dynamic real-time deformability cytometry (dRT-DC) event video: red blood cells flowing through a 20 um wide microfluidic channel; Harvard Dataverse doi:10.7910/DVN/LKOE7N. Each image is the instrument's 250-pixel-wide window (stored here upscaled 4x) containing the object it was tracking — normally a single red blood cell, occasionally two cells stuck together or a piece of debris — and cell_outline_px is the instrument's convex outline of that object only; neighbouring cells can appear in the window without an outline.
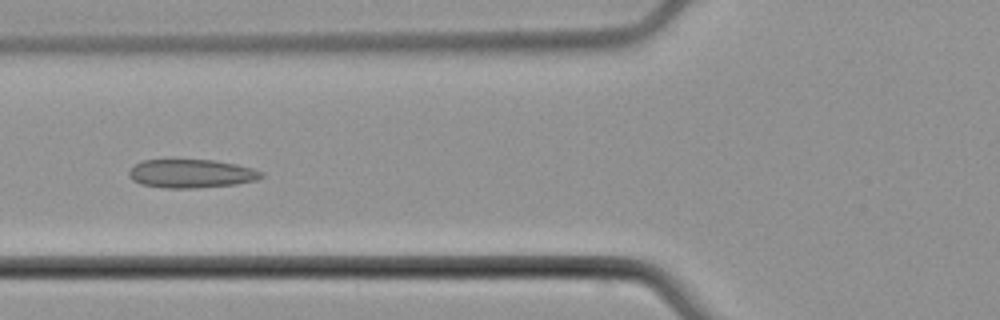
{"species": "common noctule bat (a hibernating species)", "species_latin": "Nyctalus noctula", "temperature_condition": "cold", "stored_images_in_passage": 8, "camera_frame_rate_fps": 3000, "um_per_image_px": 0.085, "animal": {"sex": "male", "body_mass_g": 21.5, "forearm_length_mm": 52.0}, "frame": {"image": 1, "passage_image": 6, "time_ms": 7.0, "image_size_px": [1000, 320], "cell_outline_px": [[264, 176], [256, 180], [236, 184], [196, 188], [164, 188], [140, 184], [132, 180], [128, 176], [128, 172], [136, 164], [144, 160], [212, 160], [236, 164], [252, 168], [264, 172]], "centroid_in_image_um": [16.26, 14.76], "position_along_channel_um": 109.5, "area_um2": 22.02}}
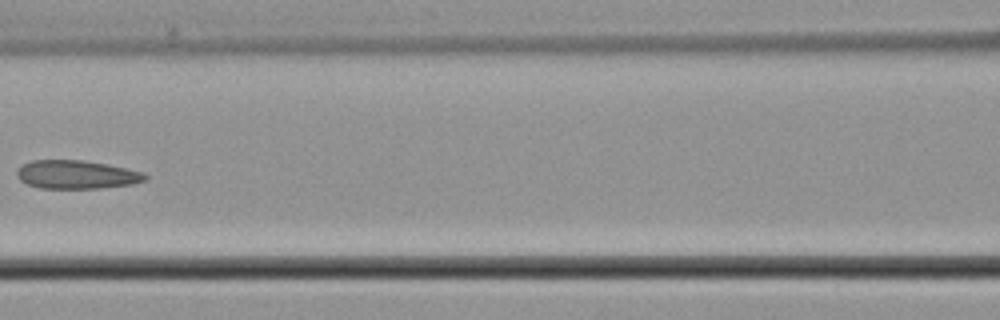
{"frame": {"image": 2, "passage_image": 7, "time_ms": 8.333, "image_size_px": [1000, 320], "cell_outline_px": [[148, 180], [132, 184], [100, 188], [40, 188], [28, 184], [20, 180], [16, 176], [16, 172], [24, 164], [32, 160], [80, 160], [104, 164], [144, 172], [148, 176]], "centroid_in_image_um": [6.52, 14.84], "position_along_channel_um": 160.1, "area_um2": 21.1}}
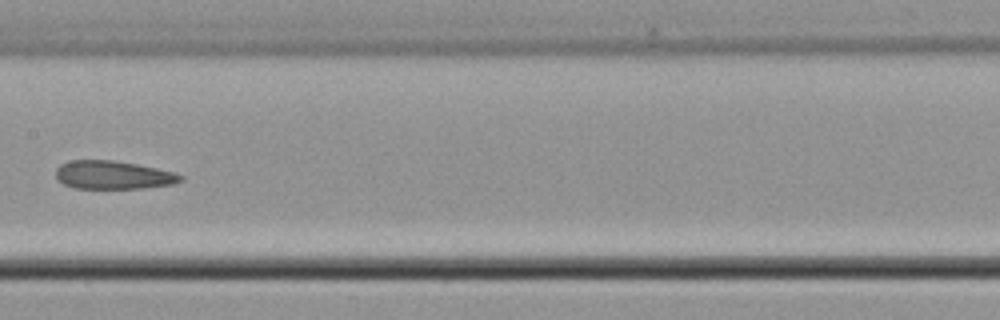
{"frame": {"image": 3, "passage_image": 8, "time_ms": 9.333, "image_size_px": [1000, 320], "cell_outline_px": [[184, 180], [172, 184], [144, 188], [76, 188], [64, 184], [56, 176], [56, 168], [60, 164], [68, 160], [112, 160], [136, 164], [176, 172], [184, 176]], "centroid_in_image_um": [9.64, 14.87], "position_along_channel_um": 197.8, "area_um2": 20.58}}